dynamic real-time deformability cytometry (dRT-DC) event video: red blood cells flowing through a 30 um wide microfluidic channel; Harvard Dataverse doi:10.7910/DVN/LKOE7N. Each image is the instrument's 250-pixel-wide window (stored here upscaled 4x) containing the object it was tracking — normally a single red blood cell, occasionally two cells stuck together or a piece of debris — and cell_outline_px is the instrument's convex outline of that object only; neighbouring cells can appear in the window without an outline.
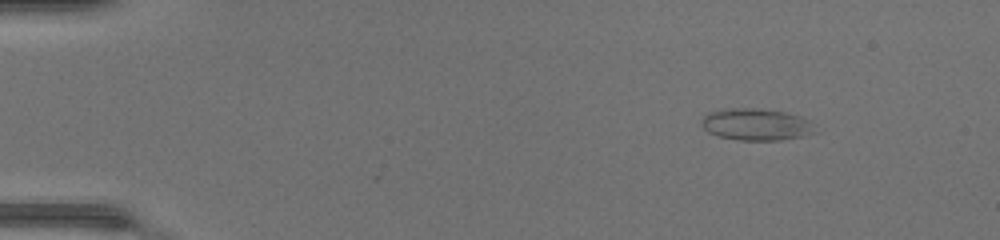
{"species": "common noctule bat (a hibernating species)", "species_latin": "Nyctalus noctula", "temperature_condition": "warm", "stored_images_in_passage": 49, "camera_frame_rate_fps": 3000, "um_per_image_px": 0.085, "animal": {"sex": "female", "body_mass_g": 17.0, "forearm_length_mm": 48.0}, "frame": {"image": 1, "passage_image": 7, "time_ms": 2.0, "image_size_px": [1000, 240], "cell_outline_px": [[816, 132], [800, 136], [780, 140], [736, 140], [716, 136], [708, 132], [700, 124], [700, 120], [708, 112], [728, 108], [760, 108], [784, 112], [800, 116], [812, 120]], "centroid_in_image_um": [64.25, 10.57], "position_along_channel_um": 20.8, "area_um2": 21.33}}
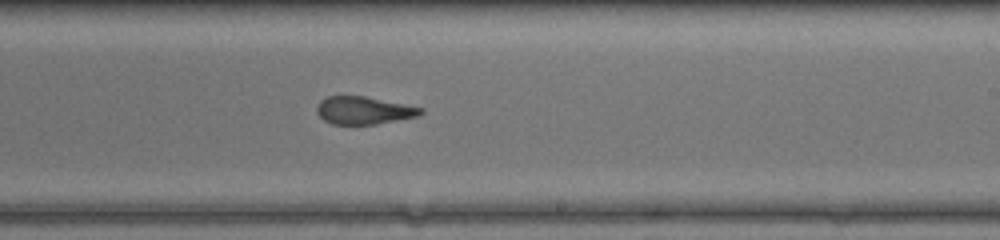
{"frame": {"image": 2, "passage_image": 31, "time_ms": 10.0, "image_size_px": [1000, 240], "cell_outline_px": [[424, 112], [420, 116], [376, 124], [332, 124], [324, 120], [316, 112], [316, 104], [320, 100], [328, 96], [364, 96], [424, 108]], "centroid_in_image_um": [30.92, 9.38], "position_along_channel_um": 258.1, "area_um2": 16.82}}
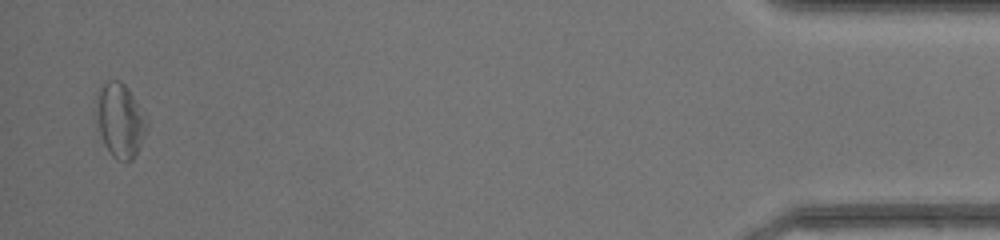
{"frame": {"image": 3, "passage_image": 48, "time_ms": 15.667, "image_size_px": [1000, 240], "cell_outline_px": [[148, 128], [132, 160], [116, 160], [112, 156], [92, 116], [92, 108], [96, 92], [104, 80], [120, 80], [128, 88], [148, 120]], "centroid_in_image_um": [10.13, 10.14], "position_along_channel_um": 425.1, "area_um2": 22.37}, "authors_computed_cell_mechanics": {"area_um2": 19.3052, "velocity_mm_per_s": 4.3679, "shape_relaxation_time_tau1_ms": null, "shape_relaxation_time_tau2_ms": 1.3217, "deformation_change_tau1": null, "deformation_change_tau2": 0.0902}}